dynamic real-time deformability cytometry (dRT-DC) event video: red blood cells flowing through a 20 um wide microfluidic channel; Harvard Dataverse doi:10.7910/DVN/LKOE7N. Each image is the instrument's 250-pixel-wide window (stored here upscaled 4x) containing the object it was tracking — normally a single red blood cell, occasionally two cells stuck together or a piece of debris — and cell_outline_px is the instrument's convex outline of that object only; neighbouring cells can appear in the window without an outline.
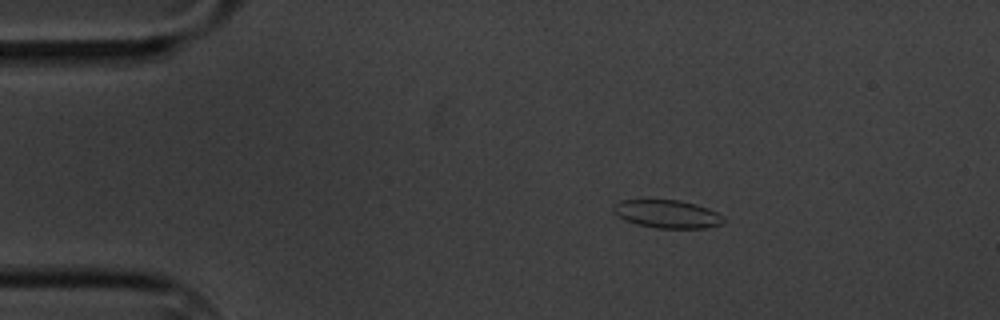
{"species": "common noctule bat (a hibernating species)", "species_latin": "Nyctalus noctula", "temperature_condition": "cold", "stored_images_in_passage": 4, "camera_frame_rate_fps": 3000, "um_per_image_px": 0.085, "animal": {"sex": "male", "body_mass_g": 20.1, "forearm_length_mm": 53.5}, "frame": {"image": 1, "passage_image": 2, "time_ms": 1.333, "image_size_px": [1000, 320], "cell_outline_px": [[724, 224], [704, 228], [656, 228], [636, 224], [624, 220], [616, 216], [612, 212], [612, 204], [620, 200], [680, 200], [696, 204], [708, 208], [724, 216]], "centroid_in_image_um": [56.68, 18.19], "position_along_channel_um": 28.3, "area_um2": 18.32}}